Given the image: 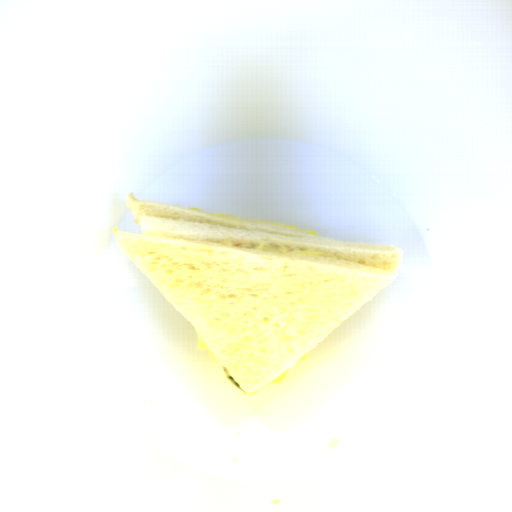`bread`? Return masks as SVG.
<instances>
[{
  "label": "bread",
  "instance_id": "obj_1",
  "mask_svg": "<svg viewBox=\"0 0 512 512\" xmlns=\"http://www.w3.org/2000/svg\"><path fill=\"white\" fill-rule=\"evenodd\" d=\"M142 233L123 252L195 329L197 349L247 395L270 389L396 281L394 246L327 239L294 225L125 199Z\"/></svg>",
  "mask_w": 512,
  "mask_h": 512
}]
</instances>
